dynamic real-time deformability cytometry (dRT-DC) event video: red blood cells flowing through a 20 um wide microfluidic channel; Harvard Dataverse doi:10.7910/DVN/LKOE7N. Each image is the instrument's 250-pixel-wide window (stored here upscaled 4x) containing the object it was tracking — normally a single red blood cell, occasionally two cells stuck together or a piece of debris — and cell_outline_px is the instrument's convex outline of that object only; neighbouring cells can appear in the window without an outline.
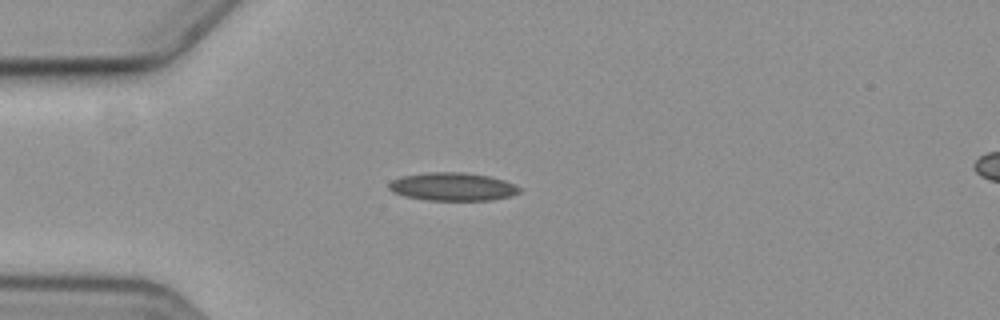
{"species": "common noctule bat (a hibernating species)", "species_latin": "Nyctalus noctula", "temperature_condition": "cold", "stored_images_in_passage": 2, "camera_frame_rate_fps": 3000, "um_per_image_px": 0.085, "animal": {"sex": "female", "body_mass_g": 19.3, "forearm_length_mm": 54.1}, "frame": {"image": 1, "passage_image": 1, "time_ms": 0.0, "image_size_px": [1000, 320], "cell_outline_px": [[520, 192], [508, 196], [492, 200], [428, 200], [404, 196], [392, 192], [388, 188], [388, 184], [392, 180], [400, 176], [428, 172], [464, 172], [488, 176], [504, 180], [520, 188]], "centroid_in_image_um": [38.42, 15.86], "position_along_channel_um": 46.6, "area_um2": 21.33}}